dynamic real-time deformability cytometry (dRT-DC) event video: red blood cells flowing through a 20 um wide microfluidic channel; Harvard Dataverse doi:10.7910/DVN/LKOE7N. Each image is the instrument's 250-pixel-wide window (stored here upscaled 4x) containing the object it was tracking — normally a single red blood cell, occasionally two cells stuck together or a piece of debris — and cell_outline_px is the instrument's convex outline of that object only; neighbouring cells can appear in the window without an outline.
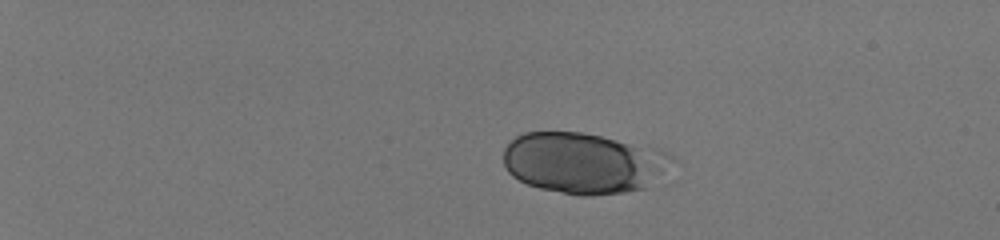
{"species": "human", "species_latin": "Homo sapiens", "temperature_condition": "room temperature", "stored_images_in_passage": 3, "camera_frame_rate_fps": 3000, "um_per_image_px": 0.085, "donor": {"sex": "male"}, "frame": {"image": 1, "passage_image": 1, "time_ms": 0.0, "image_size_px": [1000, 240], "cell_outline_px": [[680, 164], [644, 188], [624, 192], [592, 196], [580, 196], [540, 188], [528, 184], [512, 176], [508, 172], [504, 164], [504, 148], [516, 136], [524, 132], [584, 132], [652, 144], [660, 148], [672, 156]], "centroid_in_image_um": [49.73, 13.83], "position_along_channel_um": 35.3, "area_um2": 61.44}}